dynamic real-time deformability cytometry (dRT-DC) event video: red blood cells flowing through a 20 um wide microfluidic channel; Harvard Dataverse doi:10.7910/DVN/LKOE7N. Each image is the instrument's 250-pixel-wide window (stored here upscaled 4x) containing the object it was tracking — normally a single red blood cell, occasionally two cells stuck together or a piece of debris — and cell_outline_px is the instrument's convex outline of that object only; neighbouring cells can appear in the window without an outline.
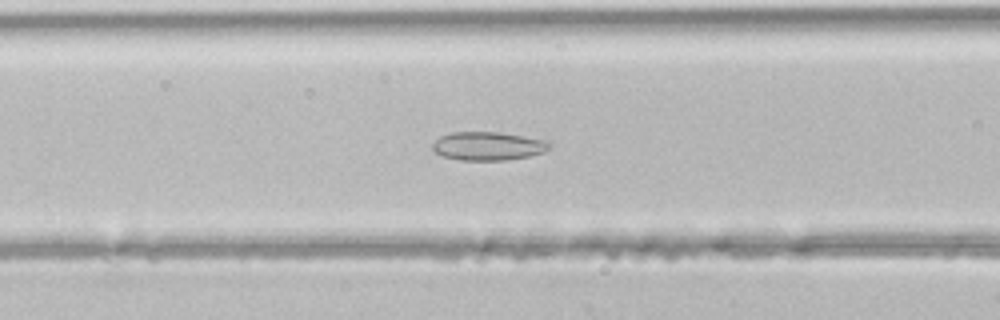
{"species": "common noctule bat (a hibernating species)", "species_latin": "Nyctalus noctula", "temperature_condition": "room temperature", "stored_images_in_passage": 36, "camera_frame_rate_fps": 3000, "um_per_image_px": 0.085, "animal": {"sex": "male", "body_mass_g": 21.5, "forearm_length_mm": 52.0}, "frame": {"image": 1, "passage_image": 8, "time_ms": 2.333, "image_size_px": [1000, 320], "cell_outline_px": [[552, 144], [544, 152], [528, 156], [508, 160], [460, 160], [444, 156], [436, 152], [432, 148], [432, 144], [440, 136], [452, 132], [500, 132], [544, 140]], "centroid_in_image_um": [41.47, 12.41], "position_along_channel_um": 125.1, "area_um2": 19.25}}
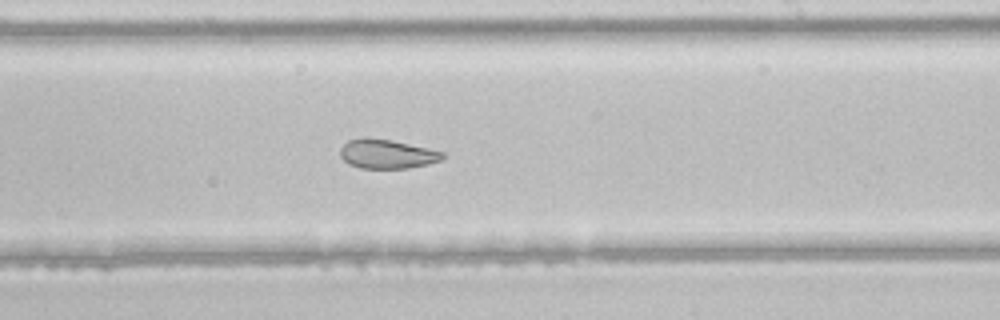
{"frame": {"image": 2, "passage_image": 17, "time_ms": 5.333, "image_size_px": [1000, 320], "cell_outline_px": [[444, 156], [440, 160], [428, 164], [408, 168], [360, 168], [348, 164], [340, 156], [340, 148], [348, 140], [364, 136], [388, 140], [428, 148], [444, 152]], "centroid_in_image_um": [32.85, 13.08], "position_along_channel_um": 256.2, "area_um2": 17.34}}
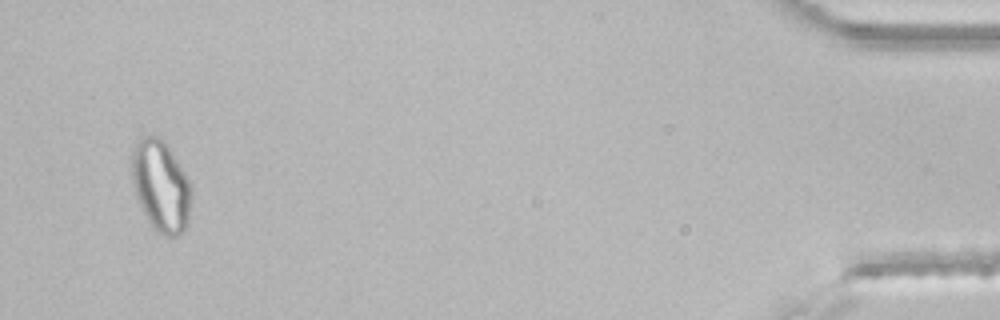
{"frame": {"image": 3, "passage_image": 34, "time_ms": 11.0, "image_size_px": [1000, 320], "cell_outline_px": [[192, 196], [188, 220], [184, 232], [176, 236], [164, 236], [156, 232], [148, 220], [140, 204], [132, 180], [132, 152], [140, 136], [160, 136], [164, 140], [184, 172], [188, 180]], "centroid_in_image_um": [13.68, 15.82], "position_along_channel_um": 421.5, "area_um2": 31.44}}